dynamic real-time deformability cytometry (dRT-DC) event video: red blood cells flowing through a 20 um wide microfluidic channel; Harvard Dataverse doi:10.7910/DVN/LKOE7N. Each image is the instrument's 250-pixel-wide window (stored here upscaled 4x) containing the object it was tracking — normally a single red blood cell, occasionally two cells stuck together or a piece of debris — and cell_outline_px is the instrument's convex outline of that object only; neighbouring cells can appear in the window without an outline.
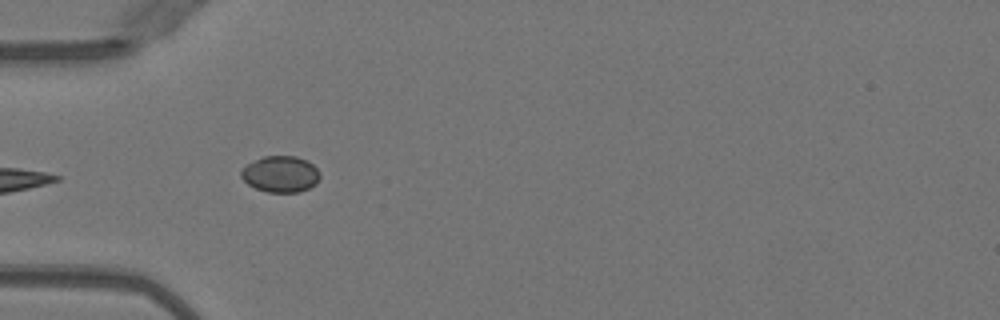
{"species": "Egyptian fruit bat (a non-hibernating species)", "species_latin": "Rousettus aegyptiacus", "temperature_condition": "warm", "stored_images_in_passage": 24, "camera_frame_rate_fps": 3000, "um_per_image_px": 0.085, "animal": {"sex": "female"}, "frame": {"image": 1, "passage_image": 3, "time_ms": 0.667, "image_size_px": [1000, 320], "cell_outline_px": [[320, 176], [316, 184], [300, 192], [268, 192], [256, 188], [248, 184], [240, 176], [240, 172], [248, 164], [264, 156], [296, 156], [312, 164], [320, 172]], "centroid_in_image_um": [23.86, 14.81], "position_along_channel_um": 61.1, "area_um2": 16.47}}
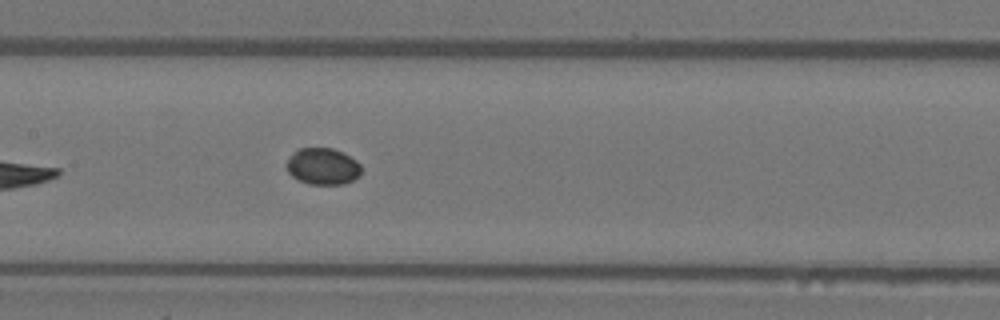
{"frame": {"image": 2, "passage_image": 12, "time_ms": 3.667, "image_size_px": [1000, 320], "cell_outline_px": [[360, 176], [344, 184], [308, 184], [292, 176], [288, 172], [284, 164], [300, 148], [332, 148], [344, 152], [356, 160], [360, 164]], "centroid_in_image_um": [27.45, 14.14], "position_along_channel_um": 180.0, "area_um2": 15.9}}
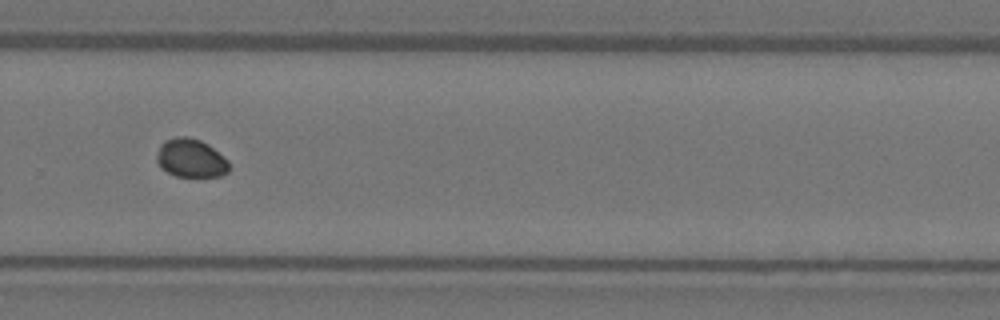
{"frame": {"image": 3, "passage_image": 22, "time_ms": 7.0, "image_size_px": [1000, 320], "cell_outline_px": [[232, 168], [228, 172], [220, 176], [176, 176], [160, 168], [156, 160], [156, 156], [160, 144], [164, 140], [180, 136], [188, 136], [200, 140], [208, 144], [228, 160]], "centroid_in_image_um": [16.23, 13.44], "position_along_channel_um": 313.6, "area_um2": 16.42}}